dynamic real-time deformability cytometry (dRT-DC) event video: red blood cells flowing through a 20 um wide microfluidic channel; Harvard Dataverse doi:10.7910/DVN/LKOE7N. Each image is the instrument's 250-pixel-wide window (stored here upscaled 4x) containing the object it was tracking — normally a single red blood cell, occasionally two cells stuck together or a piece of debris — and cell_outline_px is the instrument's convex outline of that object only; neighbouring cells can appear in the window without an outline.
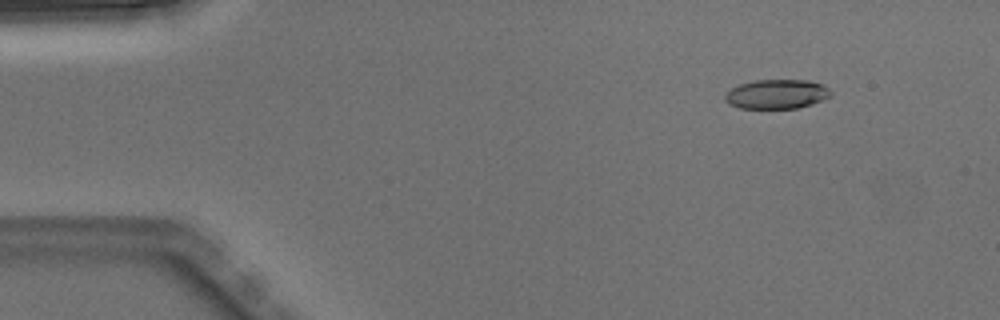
{"species": "Egyptian fruit bat (a non-hibernating species)", "species_latin": "Rousettus aegyptiacus", "temperature_condition": "warm", "stored_images_in_passage": 4, "camera_frame_rate_fps": 3000, "um_per_image_px": 0.085, "animal": {"sex": "male"}, "frame": {"image": 1, "passage_image": 2, "time_ms": 0.333, "image_size_px": [1000, 320], "cell_outline_px": [[832, 96], [812, 104], [796, 108], [740, 108], [728, 104], [724, 100], [724, 96], [732, 88], [740, 84], [756, 80], [808, 80], [820, 84], [828, 88], [832, 92]], "centroid_in_image_um": [66.02, 8.0], "position_along_channel_um": 19.0, "area_um2": 18.03}}
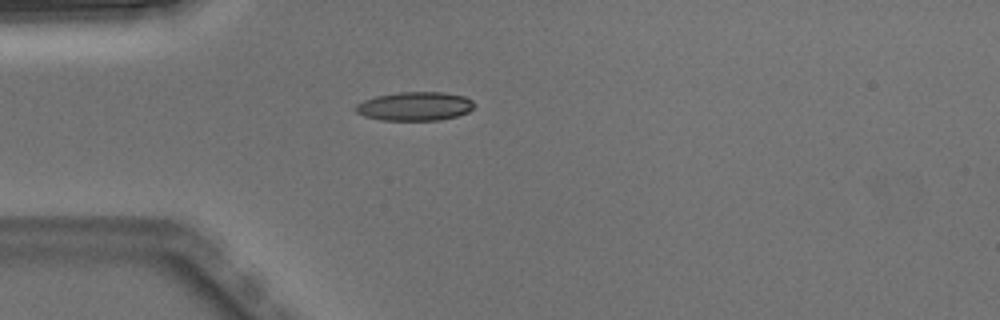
{"frame": {"image": 2, "passage_image": 4, "time_ms": 1.0, "image_size_px": [1000, 320], "cell_outline_px": [[476, 104], [468, 112], [456, 116], [440, 120], [380, 120], [364, 116], [356, 112], [356, 104], [364, 100], [376, 96], [396, 92], [444, 92], [464, 96], [472, 100]], "centroid_in_image_um": [35.27, 9.03], "position_along_channel_um": 49.7, "area_um2": 19.94}}